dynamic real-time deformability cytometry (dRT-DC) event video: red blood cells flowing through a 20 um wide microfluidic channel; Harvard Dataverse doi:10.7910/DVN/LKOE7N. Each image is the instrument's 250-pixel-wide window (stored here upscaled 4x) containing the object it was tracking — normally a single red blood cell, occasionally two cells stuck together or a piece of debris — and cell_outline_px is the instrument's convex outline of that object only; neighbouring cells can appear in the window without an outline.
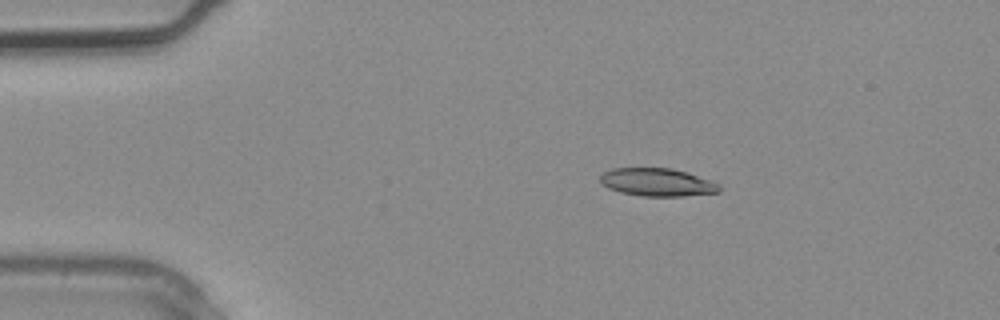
{"species": "common noctule bat (a hibernating species)", "species_latin": "Nyctalus noctula", "temperature_condition": "warm", "stored_images_in_passage": 2, "camera_frame_rate_fps": 3000, "um_per_image_px": 0.085, "animal": {"sex": "male", "body_mass_g": 20.4}, "frame": {"image": 1, "passage_image": 2, "time_ms": 0.333, "image_size_px": [1000, 320], "cell_outline_px": [[720, 192], [684, 196], [644, 196], [620, 192], [608, 188], [600, 184], [600, 176], [604, 172], [612, 168], [672, 168], [688, 172], [712, 180], [720, 184]], "centroid_in_image_um": [55.88, 15.49], "position_along_channel_um": 29.1, "area_um2": 19.59}}